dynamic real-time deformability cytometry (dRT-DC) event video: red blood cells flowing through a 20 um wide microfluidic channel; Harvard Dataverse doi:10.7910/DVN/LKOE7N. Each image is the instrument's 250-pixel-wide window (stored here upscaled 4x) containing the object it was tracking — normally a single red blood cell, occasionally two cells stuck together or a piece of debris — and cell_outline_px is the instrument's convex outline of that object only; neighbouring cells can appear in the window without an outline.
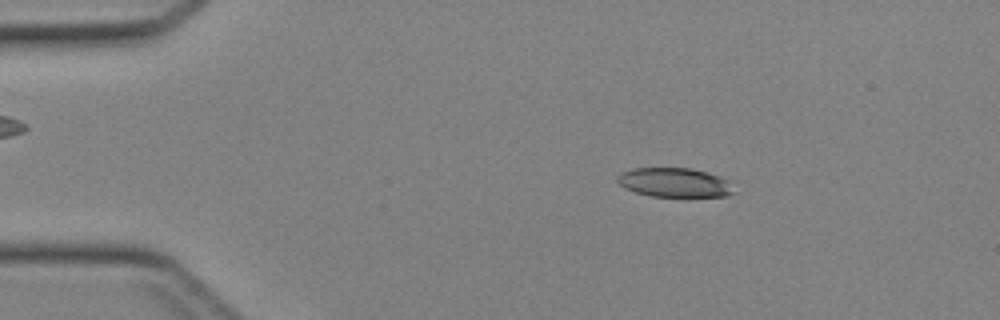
{"species": "Egyptian fruit bat (a non-hibernating species)", "species_latin": "Rousettus aegyptiacus", "temperature_condition": "cold", "stored_images_in_passage": 43, "camera_frame_rate_fps": 3000, "um_per_image_px": 0.085, "animal": {"sex": "female"}, "frame": {"image": 1, "passage_image": 7, "time_ms": 2.0, "image_size_px": [1000, 320], "cell_outline_px": [[736, 192], [728, 196], [652, 196], [636, 192], [624, 188], [616, 180], [616, 176], [620, 172], [632, 168], [692, 168], [736, 180]], "centroid_in_image_um": [57.45, 15.5], "position_along_channel_um": 27.6, "area_um2": 20.46}}
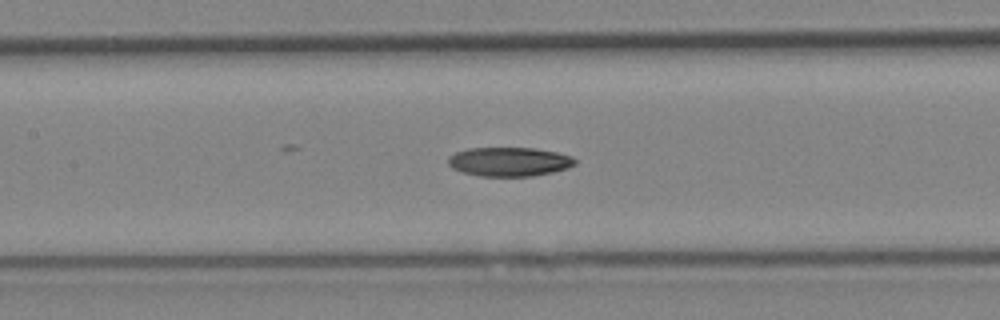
{"frame": {"image": 2, "passage_image": 20, "time_ms": 6.333, "image_size_px": [1000, 320], "cell_outline_px": [[576, 164], [568, 168], [552, 172], [532, 176], [480, 176], [464, 172], [452, 168], [448, 164], [448, 156], [456, 152], [468, 148], [532, 148], [556, 152], [572, 156], [576, 160]], "centroid_in_image_um": [43.29, 13.74], "position_along_channel_um": 164.1, "area_um2": 21.44}}
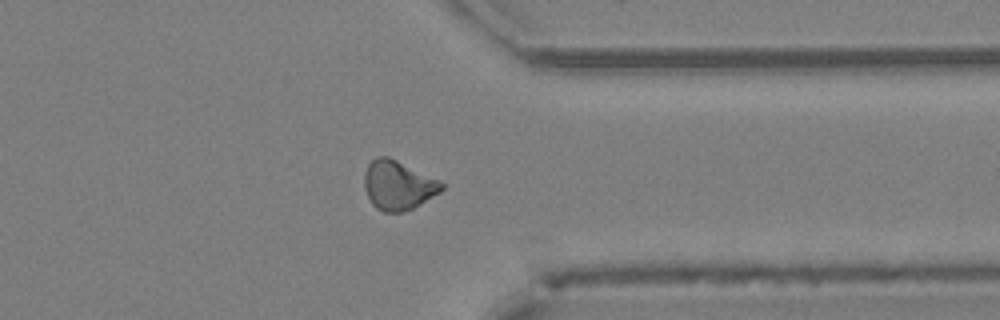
{"frame": {"image": 3, "passage_image": 34, "time_ms": 11.0, "image_size_px": [1000, 320], "cell_outline_px": [[444, 188], [440, 192], [420, 204], [412, 208], [400, 212], [384, 212], [376, 208], [372, 204], [364, 188], [364, 172], [368, 164], [376, 156], [388, 156], [440, 180], [444, 184]], "centroid_in_image_um": [33.82, 15.73], "position_along_channel_um": 377.6, "area_um2": 22.14}}